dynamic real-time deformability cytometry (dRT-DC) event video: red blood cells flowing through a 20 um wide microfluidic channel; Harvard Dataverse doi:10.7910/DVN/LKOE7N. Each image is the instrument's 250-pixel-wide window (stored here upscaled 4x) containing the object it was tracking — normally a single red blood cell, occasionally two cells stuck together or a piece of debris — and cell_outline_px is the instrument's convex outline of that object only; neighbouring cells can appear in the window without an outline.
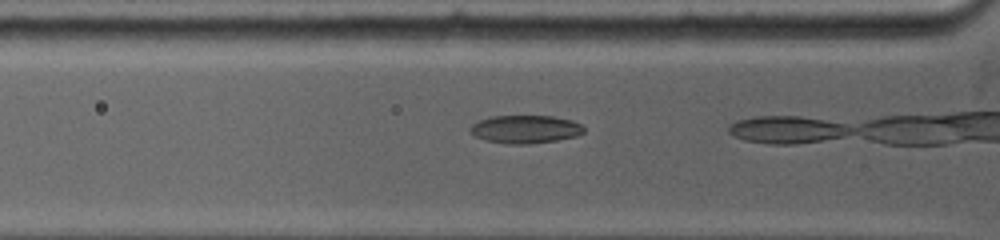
{"species": "common noctule bat (a hibernating species)", "species_latin": "Nyctalus noctula", "temperature_condition": "warm", "stored_images_in_passage": 13, "camera_frame_rate_fps": 5000, "um_per_image_px": 0.085, "animal": {"sex": "female", "body_mass_g": 19.0, "forearm_length_mm": 53.3}, "frame": {"image": 1, "passage_image": 3, "time_ms": 0.8, "image_size_px": [1000, 240], "cell_outline_px": [[584, 132], [576, 136], [556, 140], [528, 144], [508, 144], [484, 140], [476, 136], [468, 128], [472, 124], [480, 120], [492, 116], [552, 116], [572, 120], [580, 124], [584, 128]], "centroid_in_image_um": [44.65, 10.98], "position_along_channel_um": 81.2, "area_um2": 18.5}}